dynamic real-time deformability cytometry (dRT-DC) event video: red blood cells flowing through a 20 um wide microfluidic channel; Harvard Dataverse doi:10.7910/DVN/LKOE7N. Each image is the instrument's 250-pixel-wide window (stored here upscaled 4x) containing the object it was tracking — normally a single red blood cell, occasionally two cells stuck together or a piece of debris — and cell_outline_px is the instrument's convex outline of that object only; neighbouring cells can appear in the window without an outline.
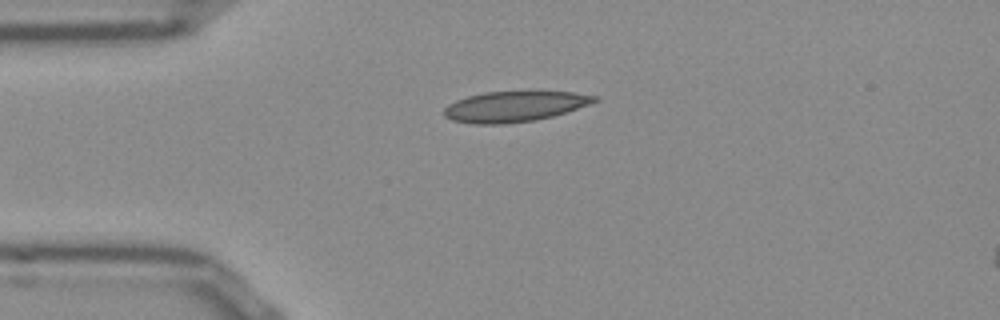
{"species": "Egyptian fruit bat (a non-hibernating species)", "species_latin": "Rousettus aegyptiacus", "temperature_condition": "room temperature", "stored_images_in_passage": 41, "camera_frame_rate_fps": 3000, "um_per_image_px": 0.085, "frame": {"image": 1, "passage_image": 1, "time_ms": 0.0, "image_size_px": [1000, 320], "cell_outline_px": [[600, 100], [592, 104], [552, 116], [536, 120], [504, 124], [472, 124], [452, 120], [444, 116], [444, 108], [448, 104], [456, 100], [468, 96], [484, 92], [528, 88], [572, 92], [600, 96]], "centroid_in_image_um": [43.8, 8.99], "position_along_channel_um": 41.2, "area_um2": 28.09}}
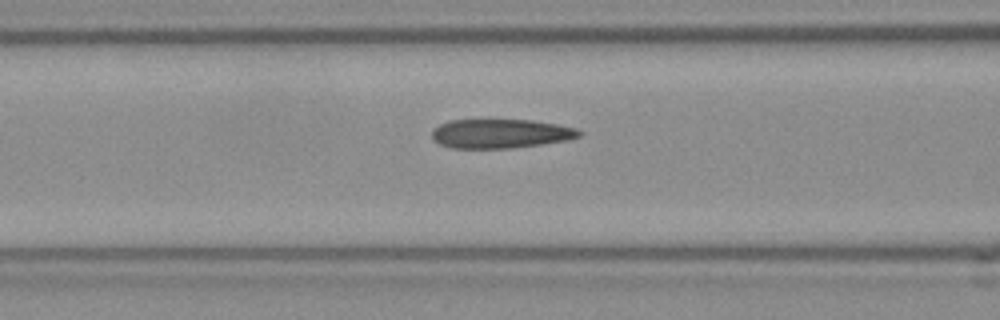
{"frame": {"image": 2, "passage_image": 9, "time_ms": 2.667, "image_size_px": [1000, 320], "cell_outline_px": [[584, 132], [580, 136], [568, 140], [512, 148], [448, 148], [432, 140], [432, 128], [440, 124], [452, 120], [532, 120], [556, 124], [576, 128]], "centroid_in_image_um": [42.53, 11.36], "position_along_channel_um": 124.1, "area_um2": 25.09}}
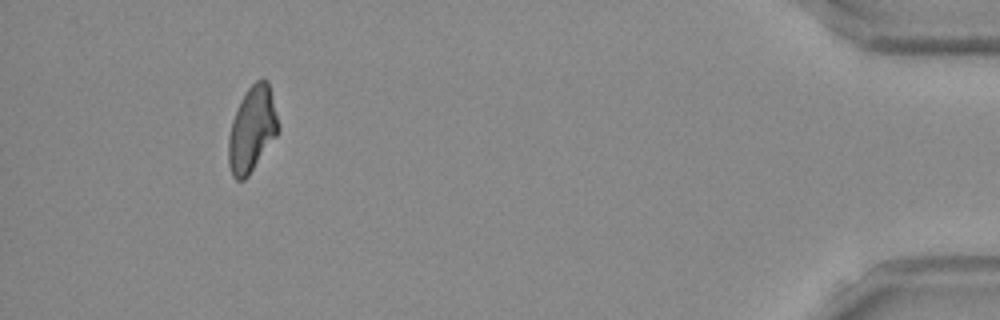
{"frame": {"image": 3, "passage_image": 37, "time_ms": 12.0, "image_size_px": [1000, 320], "cell_outline_px": [[280, 128], [276, 136], [248, 176], [244, 180], [236, 180], [232, 176], [228, 164], [228, 136], [232, 120], [240, 100], [244, 92], [256, 80], [268, 80]], "centroid_in_image_um": [21.4, 11.0], "position_along_channel_um": 413.8, "area_um2": 24.74}, "authors_computed_cell_mechanics": {"area_um2": 25.4898, "velocity_mm_per_s": 3.8576, "shape_relaxation_time_tau1_ms": null, "shape_relaxation_time_tau2_ms": 2.9687, "deformation_change_tau1": null, "deformation_change_tau2": 0.1099}}